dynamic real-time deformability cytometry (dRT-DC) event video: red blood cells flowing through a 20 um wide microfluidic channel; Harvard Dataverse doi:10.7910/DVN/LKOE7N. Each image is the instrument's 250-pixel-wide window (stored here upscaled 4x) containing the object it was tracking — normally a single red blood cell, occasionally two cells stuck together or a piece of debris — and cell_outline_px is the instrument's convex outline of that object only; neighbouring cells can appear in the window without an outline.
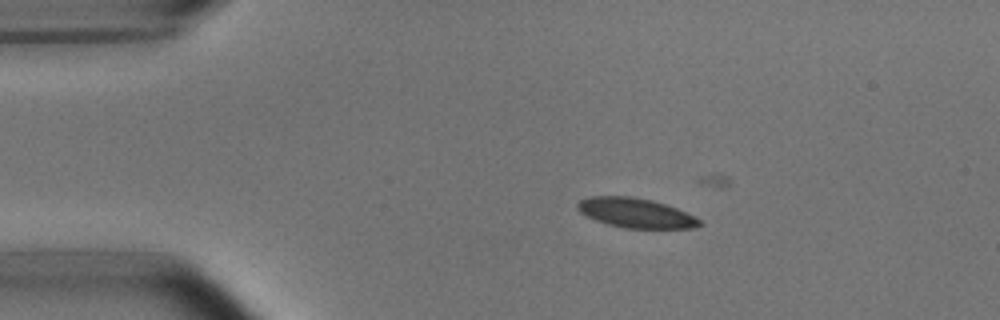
{"species": "common noctule bat (a hibernating species)", "species_latin": "Nyctalus noctula", "temperature_condition": "room temperature", "stored_images_in_passage": 15, "camera_frame_rate_fps": 3000, "um_per_image_px": 0.085, "animal": {"sex": "male", "body_mass_g": 15.6}, "frame": {"image": 1, "passage_image": 9, "time_ms": 2.667, "image_size_px": [1000, 320], "cell_outline_px": [[704, 224], [692, 228], [624, 228], [608, 224], [596, 220], [580, 212], [576, 208], [576, 204], [580, 200], [592, 196], [632, 196], [652, 200], [676, 208], [700, 220]], "centroid_in_image_um": [54.01, 18.1], "position_along_channel_um": 31.0, "area_um2": 20.87}}